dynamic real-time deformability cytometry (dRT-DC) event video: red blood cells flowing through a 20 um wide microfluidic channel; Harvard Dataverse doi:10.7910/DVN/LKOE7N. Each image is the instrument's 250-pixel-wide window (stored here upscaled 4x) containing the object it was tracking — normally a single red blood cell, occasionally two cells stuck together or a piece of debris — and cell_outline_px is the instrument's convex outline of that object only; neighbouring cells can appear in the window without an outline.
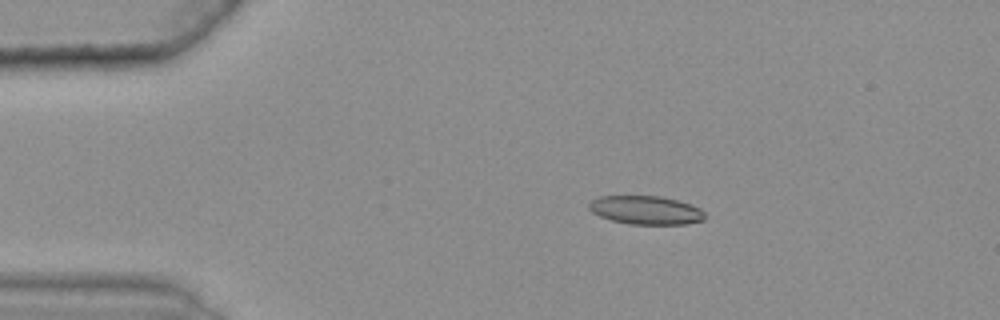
{"species": "common noctule bat (a hibernating species)", "species_latin": "Nyctalus noctula", "temperature_condition": "warm", "stored_images_in_passage": 46, "camera_frame_rate_fps": 3000, "um_per_image_px": 0.085, "animal": {"sex": "female", "body_mass_g": 25.1}, "frame": {"image": 1, "passage_image": 10, "time_ms": 3.0, "image_size_px": [1000, 320], "cell_outline_px": [[704, 220], [688, 224], [628, 224], [612, 220], [600, 216], [592, 212], [588, 208], [588, 204], [592, 200], [600, 196], [660, 196], [692, 204], [700, 208], [704, 212]], "centroid_in_image_um": [54.9, 17.86], "position_along_channel_um": 30.1, "area_um2": 19.31}}
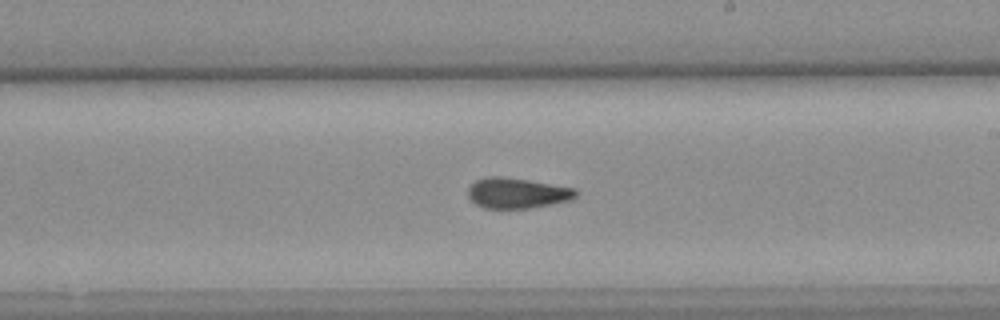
{"frame": {"image": 2, "passage_image": 32, "time_ms": 10.333, "image_size_px": [1000, 320], "cell_outline_px": [[580, 192], [572, 200], [532, 208], [484, 208], [476, 204], [468, 196], [468, 188], [476, 180], [488, 176], [500, 176], [528, 180], [576, 188]], "centroid_in_image_um": [44.0, 16.41], "position_along_channel_um": 245.0, "area_um2": 19.25}}
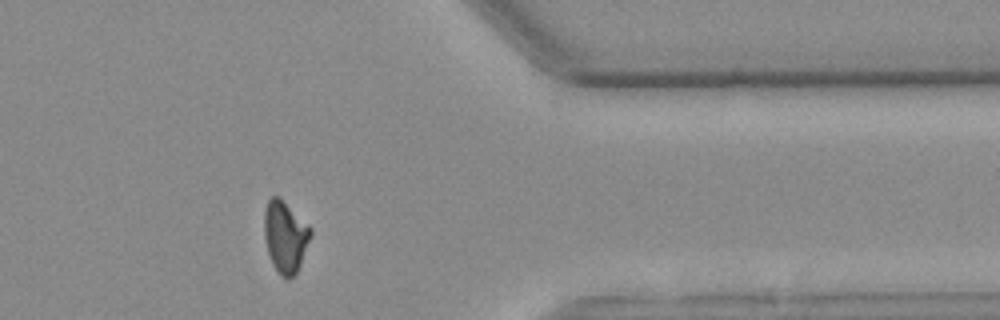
{"frame": {"image": 3, "passage_image": 45, "time_ms": 14.667, "image_size_px": [1000, 320], "cell_outline_px": [[312, 232], [300, 264], [296, 272], [288, 280], [280, 276], [272, 264], [268, 252], [264, 236], [264, 212], [268, 200], [272, 196], [276, 196], [308, 224], [312, 228]], "centroid_in_image_um": [24.23, 20.15], "position_along_channel_um": 387.2, "area_um2": 18.96}, "authors_computed_cell_mechanics": {"area_um2": 19.4208, "velocity_mm_per_s": 3.6596, "shape_relaxation_time_tau1_ms": null, "shape_relaxation_time_tau2_ms": 2.4924, "deformation_change_tau1": null, "deformation_change_tau2": 0.0835}}